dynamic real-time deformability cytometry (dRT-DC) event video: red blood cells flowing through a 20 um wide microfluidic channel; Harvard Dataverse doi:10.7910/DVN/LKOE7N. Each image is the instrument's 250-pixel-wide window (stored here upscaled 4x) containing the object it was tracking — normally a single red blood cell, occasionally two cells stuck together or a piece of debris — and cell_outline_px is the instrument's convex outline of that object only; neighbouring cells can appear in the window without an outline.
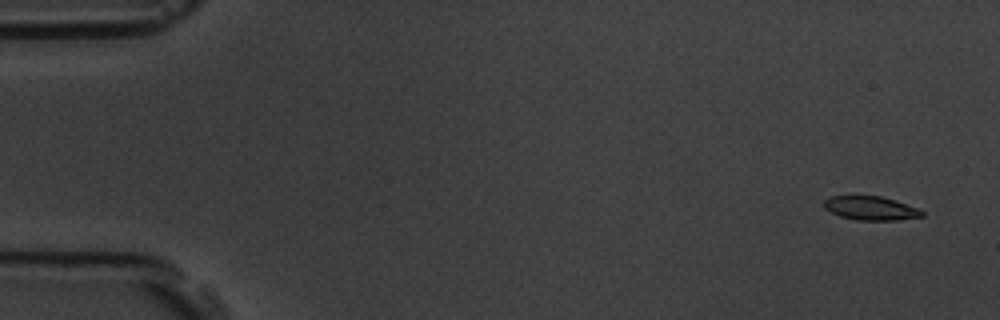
{"species": "common noctule bat (a hibernating species)", "species_latin": "Nyctalus noctula", "temperature_condition": "room temperature", "stored_images_in_passage": 5, "camera_frame_rate_fps": 3000, "um_per_image_px": 0.085, "animal": {"sex": "male", "body_mass_g": 19.5, "forearm_length_mm": 54.6}, "frame": {"image": 1, "passage_image": 1, "time_ms": 0.0, "image_size_px": [1000, 320], "cell_outline_px": [[924, 216], [896, 220], [856, 220], [840, 216], [824, 208], [824, 200], [832, 196], [880, 196], [896, 200], [920, 208], [924, 212]], "centroid_in_image_um": [74.06, 17.7], "position_along_channel_um": 10.9, "area_um2": 13.64}}
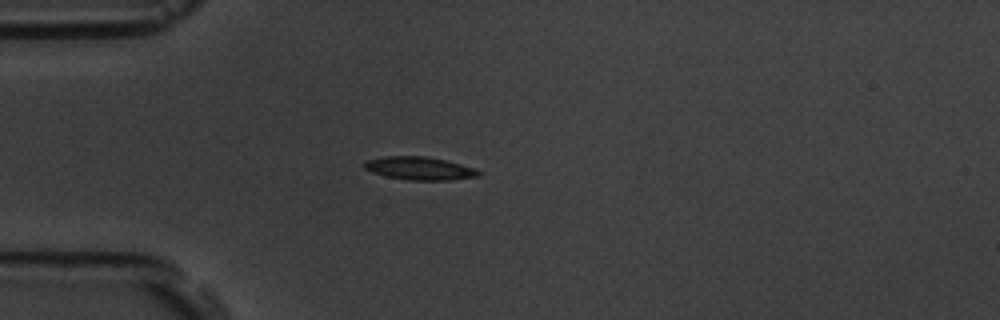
{"frame": {"image": 2, "passage_image": 4, "time_ms": 1.0, "image_size_px": [1000, 320], "cell_outline_px": [[480, 176], [448, 180], [408, 180], [384, 176], [372, 172], [364, 168], [360, 164], [364, 160], [384, 156], [424, 156], [444, 160], [460, 164], [472, 168], [480, 172]], "centroid_in_image_um": [35.55, 14.31], "position_along_channel_um": 49.4, "area_um2": 15.37}}